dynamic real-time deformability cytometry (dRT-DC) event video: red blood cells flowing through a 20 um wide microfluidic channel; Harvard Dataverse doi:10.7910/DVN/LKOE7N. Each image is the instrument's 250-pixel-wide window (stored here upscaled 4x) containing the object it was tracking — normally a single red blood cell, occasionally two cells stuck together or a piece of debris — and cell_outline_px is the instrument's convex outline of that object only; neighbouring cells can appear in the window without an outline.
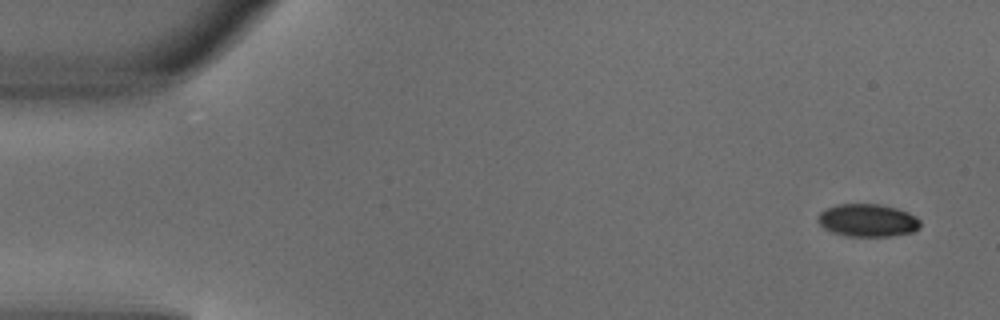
{"species": "common noctule bat (a hibernating species)", "species_latin": "Nyctalus noctula", "temperature_condition": "warm", "stored_images_in_passage": 4, "camera_frame_rate_fps": 3000, "um_per_image_px": 0.085, "animal": {"sex": "male", "body_mass_g": 18.8}, "frame": {"image": 1, "passage_image": 1, "time_ms": 0.0, "image_size_px": [1000, 320], "cell_outline_px": [[920, 228], [912, 232], [892, 236], [848, 236], [832, 232], [824, 228], [816, 220], [816, 216], [820, 212], [836, 204], [880, 204], [896, 208], [908, 212], [916, 216], [920, 220]], "centroid_in_image_um": [73.75, 18.73], "position_along_channel_um": 11.3, "area_um2": 19.65}}
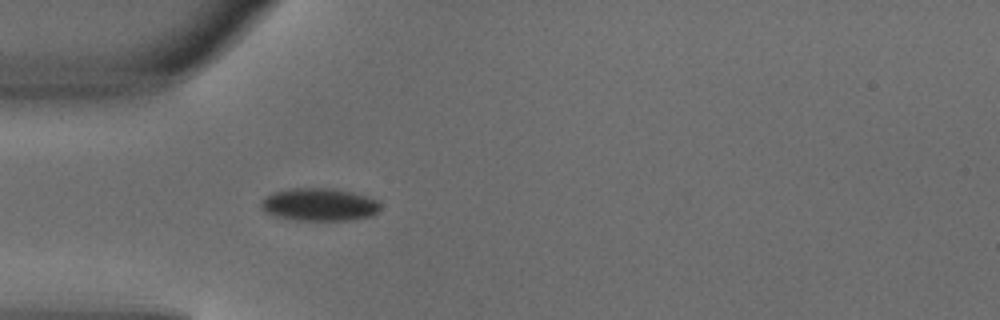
{"frame": {"image": 2, "passage_image": 4, "time_ms": 1.0, "image_size_px": [1000, 320], "cell_outline_px": [[380, 208], [372, 216], [352, 220], [296, 220], [276, 216], [264, 212], [260, 208], [260, 204], [272, 192], [288, 188], [332, 188], [352, 192], [368, 196], [376, 200], [380, 204]], "centroid_in_image_um": [27.14, 17.38], "position_along_channel_um": 57.9, "area_um2": 22.83}}